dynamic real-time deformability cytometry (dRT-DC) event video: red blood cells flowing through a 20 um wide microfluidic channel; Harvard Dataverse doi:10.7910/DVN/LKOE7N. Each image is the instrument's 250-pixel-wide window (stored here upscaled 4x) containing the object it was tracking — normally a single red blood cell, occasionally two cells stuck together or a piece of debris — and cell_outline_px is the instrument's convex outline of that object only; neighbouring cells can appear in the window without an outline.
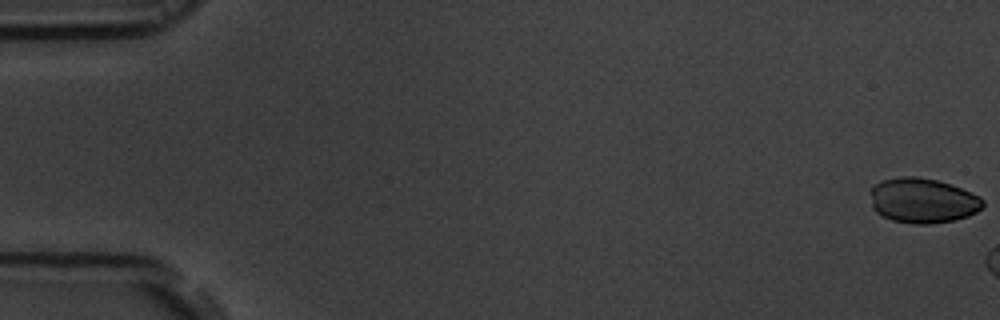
{"species": "common noctule bat (a hibernating species)", "species_latin": "Nyctalus noctula", "temperature_condition": "room temperature", "stored_images_in_passage": 9, "camera_frame_rate_fps": 3000, "um_per_image_px": 0.085, "animal": {"sex": "male", "body_mass_g": 19.5, "forearm_length_mm": 54.6}, "frame": {"image": 1, "passage_image": 1, "time_ms": 0.0, "image_size_px": [1000, 320], "cell_outline_px": [[984, 208], [968, 216], [952, 220], [928, 224], [912, 224], [892, 220], [876, 212], [872, 208], [868, 192], [880, 180], [900, 176], [916, 176], [940, 180], [980, 196], [984, 200]], "centroid_in_image_um": [78.41, 17.03], "position_along_channel_um": 6.6, "area_um2": 29.88}}